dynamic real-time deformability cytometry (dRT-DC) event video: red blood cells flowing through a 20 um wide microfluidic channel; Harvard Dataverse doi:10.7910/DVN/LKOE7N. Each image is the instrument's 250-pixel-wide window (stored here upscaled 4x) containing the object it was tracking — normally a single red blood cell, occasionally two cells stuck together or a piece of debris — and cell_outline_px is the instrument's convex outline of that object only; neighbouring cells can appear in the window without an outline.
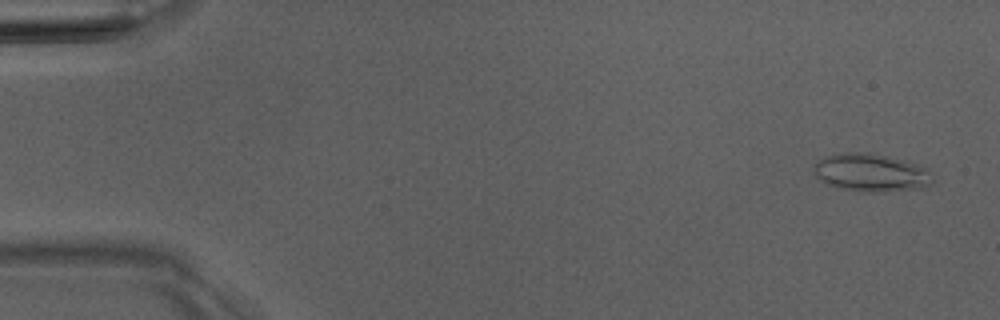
{"species": "Egyptian fruit bat (a non-hibernating species)", "species_latin": "Rousettus aegyptiacus", "temperature_condition": "room temperature", "stored_images_in_passage": 7, "camera_frame_rate_fps": 3000, "um_per_image_px": 0.085, "animal": {"sex": "male"}, "frame": {"image": 1, "passage_image": 1, "time_ms": 0.0, "image_size_px": [1000, 320], "cell_outline_px": [[932, 184], [924, 188], [880, 192], [868, 192], [844, 188], [828, 184], [820, 180], [816, 176], [816, 160], [828, 156], [844, 152], [868, 152], [888, 156], [904, 160], [928, 168], [932, 172]], "centroid_in_image_um": [74.11, 14.67], "position_along_channel_um": 10.9, "area_um2": 26.18}}
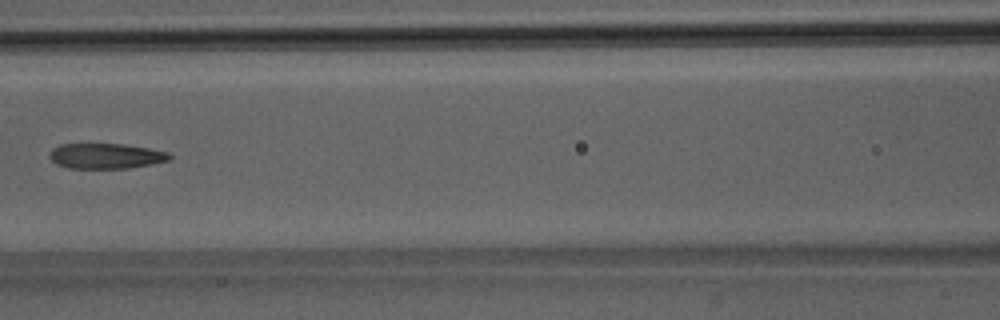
{"frame": {"image": 2, "passage_image": 7, "time_ms": 7.0, "image_size_px": [1000, 320], "cell_outline_px": [[172, 156], [168, 160], [152, 164], [128, 168], [68, 168], [56, 164], [48, 156], [52, 148], [60, 144], [124, 144], [148, 148], [168, 152]], "centroid_in_image_um": [8.97, 13.26], "position_along_channel_um": 157.6, "area_um2": 17.69}}